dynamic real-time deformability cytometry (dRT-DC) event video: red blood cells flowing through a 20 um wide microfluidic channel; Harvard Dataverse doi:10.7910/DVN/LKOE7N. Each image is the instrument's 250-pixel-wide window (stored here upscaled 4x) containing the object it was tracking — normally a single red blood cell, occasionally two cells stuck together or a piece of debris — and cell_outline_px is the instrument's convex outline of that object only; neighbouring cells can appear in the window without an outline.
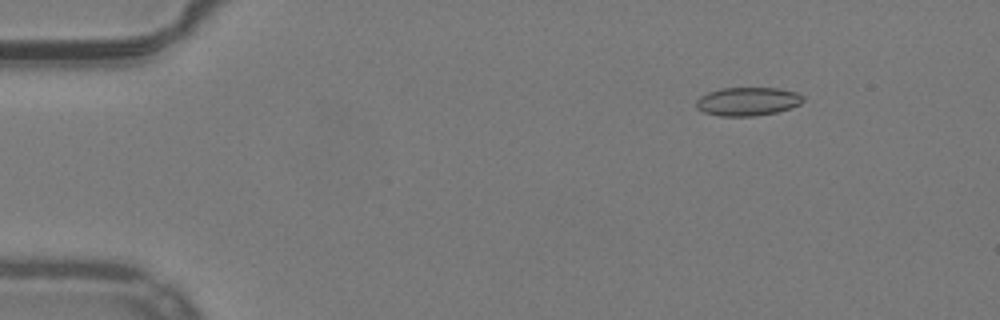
{"species": "common noctule bat (a hibernating species)", "species_latin": "Nyctalus noctula", "temperature_condition": "warm", "stored_images_in_passage": 53, "camera_frame_rate_fps": 3000, "um_per_image_px": 0.085, "animal": {"sex": "male", "body_mass_g": 19.2, "forearm_length_mm": 51.8}, "frame": {"image": 1, "passage_image": 8, "time_ms": 2.333, "image_size_px": [1000, 320], "cell_outline_px": [[804, 100], [800, 104], [792, 108], [776, 112], [756, 116], [720, 116], [704, 112], [696, 108], [696, 100], [700, 96], [708, 92], [720, 88], [776, 88], [796, 92], [804, 96]], "centroid_in_image_um": [63.55, 8.62], "position_along_channel_um": 21.4, "area_um2": 17.86}}
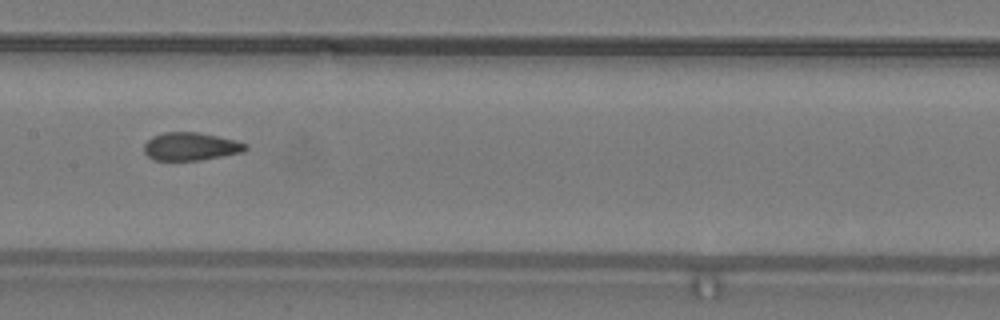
{"frame": {"image": 2, "passage_image": 28, "time_ms": 9.0, "image_size_px": [1000, 320], "cell_outline_px": [[248, 148], [244, 152], [200, 160], [152, 160], [144, 152], [144, 144], [152, 136], [164, 132], [196, 132], [236, 140], [248, 144]], "centroid_in_image_um": [16.21, 12.45], "position_along_channel_um": 191.2, "area_um2": 16.59}}
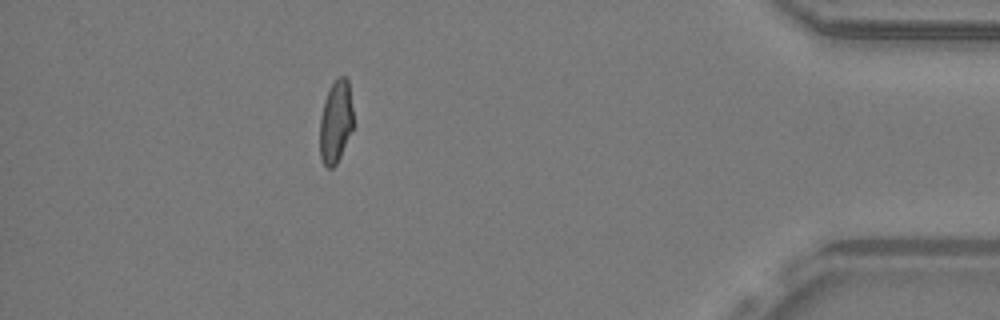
{"frame": {"image": 3, "passage_image": 48, "time_ms": 15.667, "image_size_px": [1000, 320], "cell_outline_px": [[352, 128], [340, 156], [336, 164], [332, 168], [328, 168], [324, 164], [320, 156], [320, 116], [324, 100], [332, 84], [340, 76], [344, 76], [348, 80], [352, 108]], "centroid_in_image_um": [28.52, 10.35], "position_along_channel_um": 406.7, "area_um2": 15.78}, "authors_computed_cell_mechanics": {"area_um2": 17.1088, "velocity_mm_per_s": 3.9702, "shape_relaxation_time_tau1_ms": null, "shape_relaxation_time_tau2_ms": 1.1722, "deformation_change_tau1": null, "deformation_change_tau2": 0.0537}}